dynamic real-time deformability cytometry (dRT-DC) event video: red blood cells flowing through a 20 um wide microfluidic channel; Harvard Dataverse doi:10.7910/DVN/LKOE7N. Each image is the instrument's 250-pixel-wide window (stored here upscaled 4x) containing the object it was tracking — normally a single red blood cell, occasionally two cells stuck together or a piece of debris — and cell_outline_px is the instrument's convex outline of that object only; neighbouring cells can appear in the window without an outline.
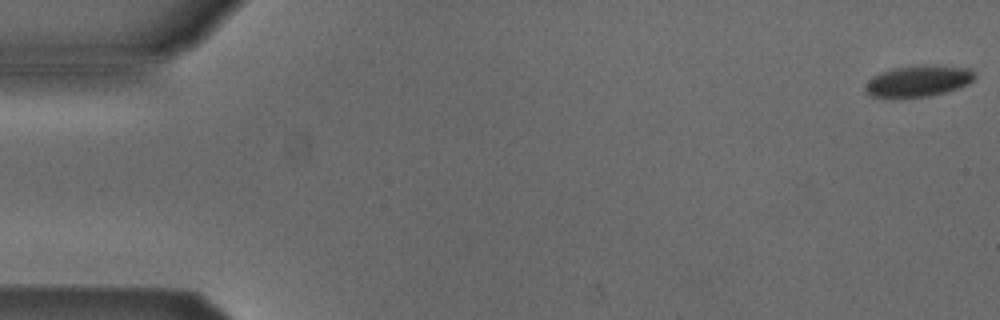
{"species": "Egyptian fruit bat (a non-hibernating species)", "species_latin": "Rousettus aegyptiacus", "temperature_condition": "cold", "stored_images_in_passage": 5, "camera_frame_rate_fps": 3000, "um_per_image_px": 0.085, "animal": {"sex": "male"}, "frame": {"image": 1, "passage_image": 1, "time_ms": 0.0, "image_size_px": [1000, 320], "cell_outline_px": [[976, 76], [968, 84], [944, 92], [928, 96], [872, 96], [864, 88], [864, 84], [872, 76], [880, 72], [892, 68], [924, 64], [968, 68]], "centroid_in_image_um": [78.03, 6.85], "position_along_channel_um": 7.0, "area_um2": 19.54}}